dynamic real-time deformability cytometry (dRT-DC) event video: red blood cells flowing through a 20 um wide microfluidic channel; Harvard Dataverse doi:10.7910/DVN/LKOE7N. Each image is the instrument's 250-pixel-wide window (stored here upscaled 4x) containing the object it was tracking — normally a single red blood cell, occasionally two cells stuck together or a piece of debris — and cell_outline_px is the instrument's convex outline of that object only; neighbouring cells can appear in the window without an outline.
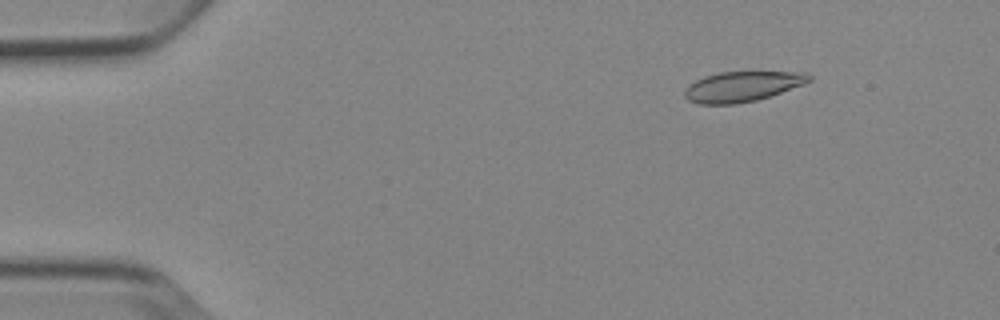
{"species": "Egyptian fruit bat (a non-hibernating species)", "species_latin": "Rousettus aegyptiacus", "temperature_condition": "cold", "stored_images_in_passage": 6, "camera_frame_rate_fps": 3000, "um_per_image_px": 0.085, "animal": {"sex": "female"}, "frame": {"image": 1, "passage_image": 2, "time_ms": 1.0, "image_size_px": [1000, 320], "cell_outline_px": [[812, 80], [804, 84], [756, 100], [736, 104], [700, 104], [688, 100], [684, 96], [684, 88], [688, 84], [704, 76], [720, 72], [808, 72], [812, 76]], "centroid_in_image_um": [63.07, 7.35], "position_along_channel_um": 21.9, "area_um2": 21.91}}
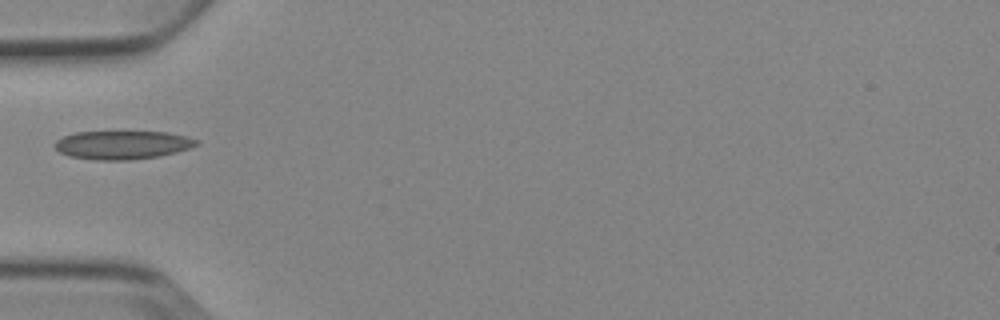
{"frame": {"image": 2, "passage_image": 5, "time_ms": 4.667, "image_size_px": [1000, 320], "cell_outline_px": [[200, 144], [176, 152], [160, 156], [128, 160], [96, 160], [68, 156], [60, 152], [56, 148], [56, 140], [64, 136], [76, 132], [168, 132], [200, 140]], "centroid_in_image_um": [10.42, 12.32], "position_along_channel_um": 74.6, "area_um2": 23.41}}
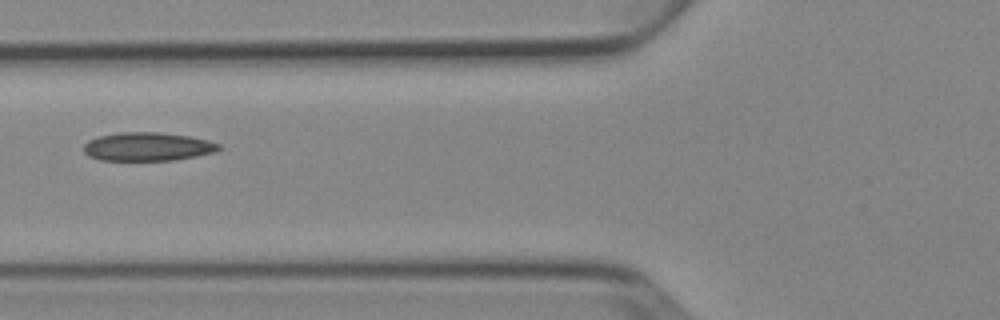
{"frame": {"image": 3, "passage_image": 6, "time_ms": 5.667, "image_size_px": [1000, 320], "cell_outline_px": [[220, 148], [216, 152], [196, 156], [172, 160], [100, 160], [88, 156], [84, 152], [84, 144], [88, 140], [100, 136], [120, 132], [160, 132], [188, 136], [208, 140], [220, 144]], "centroid_in_image_um": [12.54, 12.46], "position_along_channel_um": 113.3, "area_um2": 22.43}}